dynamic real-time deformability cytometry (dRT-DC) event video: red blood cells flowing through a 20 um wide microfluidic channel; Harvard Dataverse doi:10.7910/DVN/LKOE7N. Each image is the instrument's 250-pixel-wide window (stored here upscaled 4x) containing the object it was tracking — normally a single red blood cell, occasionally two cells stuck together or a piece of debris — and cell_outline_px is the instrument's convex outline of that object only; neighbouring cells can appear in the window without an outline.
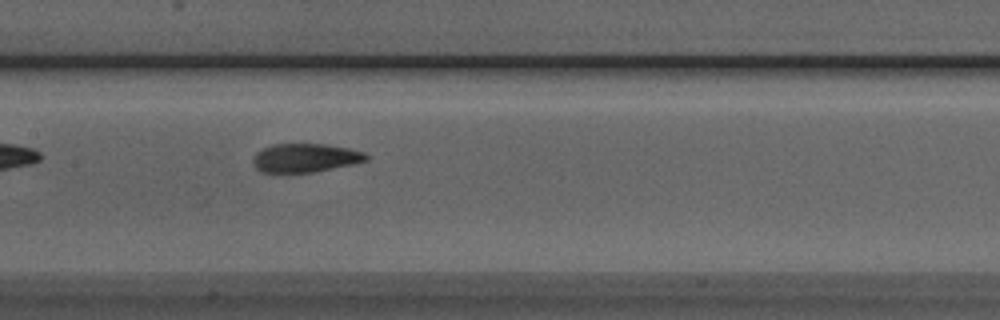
{"species": "Egyptian fruit bat (a non-hibernating species)", "species_latin": "Rousettus aegyptiacus", "temperature_condition": "room temperature", "stored_images_in_passage": 36, "camera_frame_rate_fps": 3000, "um_per_image_px": 0.085, "animal": {"sex": "male"}, "frame": {"image": 1, "passage_image": 9, "time_ms": 2.667, "image_size_px": [1000, 320], "cell_outline_px": [[368, 160], [352, 164], [312, 172], [260, 172], [252, 164], [252, 160], [256, 152], [272, 144], [324, 144], [348, 148], [364, 152], [368, 156]], "centroid_in_image_um": [25.92, 13.41], "position_along_channel_um": 181.5, "area_um2": 18.79}}
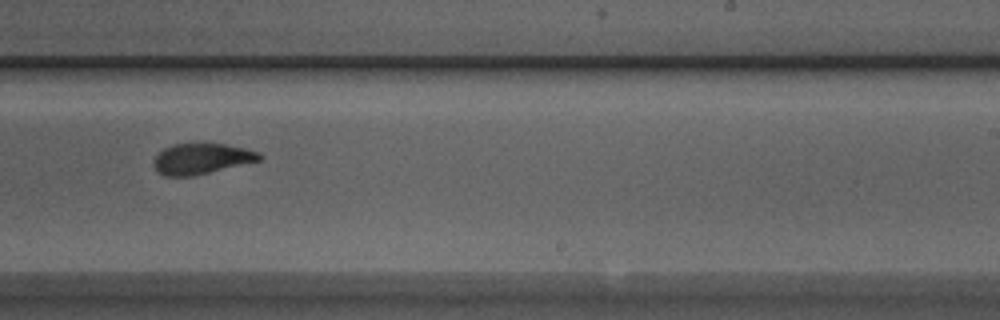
{"frame": {"image": 2, "passage_image": 16, "time_ms": 5.0, "image_size_px": [1000, 320], "cell_outline_px": [[264, 160], [192, 176], [164, 176], [156, 172], [152, 164], [152, 160], [164, 148], [172, 144], [224, 144], [244, 148], [260, 152], [264, 156]], "centroid_in_image_um": [17.14, 13.5], "position_along_channel_um": 271.9, "area_um2": 19.13}}
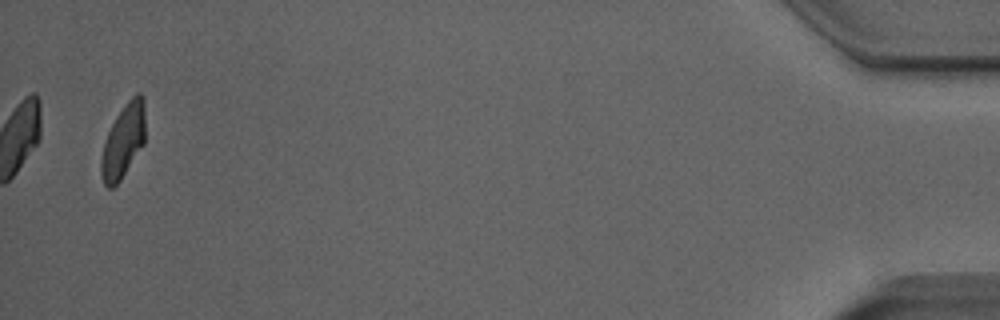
{"frame": {"image": 3, "passage_image": 35, "time_ms": 11.333, "image_size_px": [1000, 320], "cell_outline_px": [[144, 144], [120, 180], [112, 188], [108, 188], [104, 184], [100, 172], [100, 160], [104, 144], [108, 132], [116, 116], [128, 100], [136, 92], [140, 92], [144, 96]], "centroid_in_image_um": [10.48, 11.97], "position_along_channel_um": 424.7, "area_um2": 18.84}}